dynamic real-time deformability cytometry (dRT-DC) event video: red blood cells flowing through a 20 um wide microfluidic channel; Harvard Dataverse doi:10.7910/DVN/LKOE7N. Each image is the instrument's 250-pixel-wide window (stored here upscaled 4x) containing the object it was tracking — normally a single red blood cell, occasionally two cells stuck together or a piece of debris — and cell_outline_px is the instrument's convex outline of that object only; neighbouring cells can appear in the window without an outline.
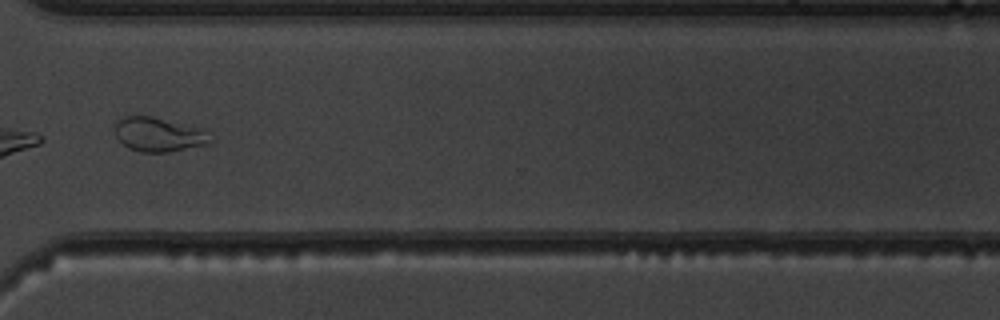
{"species": "common noctule bat (a hibernating species)", "species_latin": "Nyctalus noctula", "temperature_condition": "warm", "stored_images_in_passage": 46, "camera_frame_rate_fps": 3000, "um_per_image_px": 0.085, "animal": {"sex": "male", "body_mass_g": 19.5, "forearm_length_mm": 54.6}, "frame": {"image": 1, "passage_image": 40, "time_ms": 13.0, "image_size_px": [1000, 320], "cell_outline_px": [[212, 144], [168, 152], [140, 152], [128, 148], [116, 136], [116, 124], [124, 116], [152, 116], [204, 128], [212, 140]], "centroid_in_image_um": [13.56, 11.44], "position_along_channel_um": 357.0, "area_um2": 19.13}}